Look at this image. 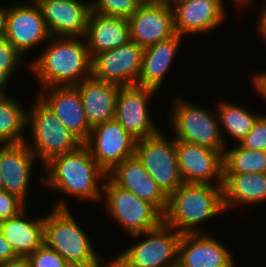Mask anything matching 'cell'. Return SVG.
<instances>
[{"label": "cell", "instance_id": "44dd1931", "mask_svg": "<svg viewBox=\"0 0 266 267\" xmlns=\"http://www.w3.org/2000/svg\"><path fill=\"white\" fill-rule=\"evenodd\" d=\"M36 159L26 142L0 144V174L3 190L18 196L25 203Z\"/></svg>", "mask_w": 266, "mask_h": 267}, {"label": "cell", "instance_id": "f546056e", "mask_svg": "<svg viewBox=\"0 0 266 267\" xmlns=\"http://www.w3.org/2000/svg\"><path fill=\"white\" fill-rule=\"evenodd\" d=\"M92 10L102 15L128 19L141 5L139 0H94Z\"/></svg>", "mask_w": 266, "mask_h": 267}, {"label": "cell", "instance_id": "ab89813d", "mask_svg": "<svg viewBox=\"0 0 266 267\" xmlns=\"http://www.w3.org/2000/svg\"><path fill=\"white\" fill-rule=\"evenodd\" d=\"M9 80L0 72V93L5 92V86Z\"/></svg>", "mask_w": 266, "mask_h": 267}, {"label": "cell", "instance_id": "4fadbf2b", "mask_svg": "<svg viewBox=\"0 0 266 267\" xmlns=\"http://www.w3.org/2000/svg\"><path fill=\"white\" fill-rule=\"evenodd\" d=\"M156 92L148 87L133 85L122 86L117 95L114 119L137 141L160 130L149 113L147 103Z\"/></svg>", "mask_w": 266, "mask_h": 267}, {"label": "cell", "instance_id": "8992f818", "mask_svg": "<svg viewBox=\"0 0 266 267\" xmlns=\"http://www.w3.org/2000/svg\"><path fill=\"white\" fill-rule=\"evenodd\" d=\"M171 127L175 140H184L224 153L227 147L221 134L217 112L188 103L181 97L173 100Z\"/></svg>", "mask_w": 266, "mask_h": 267}, {"label": "cell", "instance_id": "7dc6e473", "mask_svg": "<svg viewBox=\"0 0 266 267\" xmlns=\"http://www.w3.org/2000/svg\"><path fill=\"white\" fill-rule=\"evenodd\" d=\"M170 267H183L180 263H175V264H173V265H171Z\"/></svg>", "mask_w": 266, "mask_h": 267}, {"label": "cell", "instance_id": "ffe728a7", "mask_svg": "<svg viewBox=\"0 0 266 267\" xmlns=\"http://www.w3.org/2000/svg\"><path fill=\"white\" fill-rule=\"evenodd\" d=\"M182 234L178 245V263L183 267H236L233 253L211 235Z\"/></svg>", "mask_w": 266, "mask_h": 267}, {"label": "cell", "instance_id": "f35d334b", "mask_svg": "<svg viewBox=\"0 0 266 267\" xmlns=\"http://www.w3.org/2000/svg\"><path fill=\"white\" fill-rule=\"evenodd\" d=\"M107 267H127L118 257L106 261Z\"/></svg>", "mask_w": 266, "mask_h": 267}, {"label": "cell", "instance_id": "d6986e66", "mask_svg": "<svg viewBox=\"0 0 266 267\" xmlns=\"http://www.w3.org/2000/svg\"><path fill=\"white\" fill-rule=\"evenodd\" d=\"M107 177L117 186L133 192L140 199L155 206L163 215L168 206V196L146 171L136 155L115 166Z\"/></svg>", "mask_w": 266, "mask_h": 267}, {"label": "cell", "instance_id": "7a4b0ae2", "mask_svg": "<svg viewBox=\"0 0 266 267\" xmlns=\"http://www.w3.org/2000/svg\"><path fill=\"white\" fill-rule=\"evenodd\" d=\"M43 166L45 176L40 177L43 187L87 201L102 200L107 173L96 163L84 143L76 150L52 158Z\"/></svg>", "mask_w": 266, "mask_h": 267}, {"label": "cell", "instance_id": "3957f363", "mask_svg": "<svg viewBox=\"0 0 266 267\" xmlns=\"http://www.w3.org/2000/svg\"><path fill=\"white\" fill-rule=\"evenodd\" d=\"M224 211L222 186L183 183L168 196L164 223L180 234L200 233L196 226Z\"/></svg>", "mask_w": 266, "mask_h": 267}, {"label": "cell", "instance_id": "484cf974", "mask_svg": "<svg viewBox=\"0 0 266 267\" xmlns=\"http://www.w3.org/2000/svg\"><path fill=\"white\" fill-rule=\"evenodd\" d=\"M225 211L266 201V173L223 174Z\"/></svg>", "mask_w": 266, "mask_h": 267}, {"label": "cell", "instance_id": "836d02e7", "mask_svg": "<svg viewBox=\"0 0 266 267\" xmlns=\"http://www.w3.org/2000/svg\"><path fill=\"white\" fill-rule=\"evenodd\" d=\"M25 202L18 196L8 193L5 190L0 191V222L18 215L26 208Z\"/></svg>", "mask_w": 266, "mask_h": 267}, {"label": "cell", "instance_id": "1f68e13d", "mask_svg": "<svg viewBox=\"0 0 266 267\" xmlns=\"http://www.w3.org/2000/svg\"><path fill=\"white\" fill-rule=\"evenodd\" d=\"M30 267H69L66 260L44 243L28 256Z\"/></svg>", "mask_w": 266, "mask_h": 267}, {"label": "cell", "instance_id": "5b68a950", "mask_svg": "<svg viewBox=\"0 0 266 267\" xmlns=\"http://www.w3.org/2000/svg\"><path fill=\"white\" fill-rule=\"evenodd\" d=\"M35 99L30 110H27L26 123L27 126L31 125L32 139L25 142L45 165L52 158L76 150L83 143L60 123L49 106L39 97Z\"/></svg>", "mask_w": 266, "mask_h": 267}, {"label": "cell", "instance_id": "9a60e30c", "mask_svg": "<svg viewBox=\"0 0 266 267\" xmlns=\"http://www.w3.org/2000/svg\"><path fill=\"white\" fill-rule=\"evenodd\" d=\"M127 20L130 41L143 48L177 34L173 10L168 3L141 4Z\"/></svg>", "mask_w": 266, "mask_h": 267}, {"label": "cell", "instance_id": "bcb514c9", "mask_svg": "<svg viewBox=\"0 0 266 267\" xmlns=\"http://www.w3.org/2000/svg\"><path fill=\"white\" fill-rule=\"evenodd\" d=\"M3 190V180L0 174V191Z\"/></svg>", "mask_w": 266, "mask_h": 267}, {"label": "cell", "instance_id": "ba28073f", "mask_svg": "<svg viewBox=\"0 0 266 267\" xmlns=\"http://www.w3.org/2000/svg\"><path fill=\"white\" fill-rule=\"evenodd\" d=\"M163 130L136 142L135 155L161 190L169 196L184 182L176 153V140Z\"/></svg>", "mask_w": 266, "mask_h": 267}, {"label": "cell", "instance_id": "30bf717a", "mask_svg": "<svg viewBox=\"0 0 266 267\" xmlns=\"http://www.w3.org/2000/svg\"><path fill=\"white\" fill-rule=\"evenodd\" d=\"M3 5V36L24 56L40 43H47L51 34L35 0Z\"/></svg>", "mask_w": 266, "mask_h": 267}, {"label": "cell", "instance_id": "2e32d148", "mask_svg": "<svg viewBox=\"0 0 266 267\" xmlns=\"http://www.w3.org/2000/svg\"><path fill=\"white\" fill-rule=\"evenodd\" d=\"M224 0H185L168 3L173 10L176 33L205 34L220 26L226 19ZM235 1V2H234ZM240 0H233L239 8Z\"/></svg>", "mask_w": 266, "mask_h": 267}, {"label": "cell", "instance_id": "4316f807", "mask_svg": "<svg viewBox=\"0 0 266 267\" xmlns=\"http://www.w3.org/2000/svg\"><path fill=\"white\" fill-rule=\"evenodd\" d=\"M23 104L6 92L0 93V144H19L27 139L22 134L27 126V109Z\"/></svg>", "mask_w": 266, "mask_h": 267}, {"label": "cell", "instance_id": "f1b7e54d", "mask_svg": "<svg viewBox=\"0 0 266 267\" xmlns=\"http://www.w3.org/2000/svg\"><path fill=\"white\" fill-rule=\"evenodd\" d=\"M217 106L219 107L216 112L221 134H224L221 129L224 128V131L228 132V135L230 134L238 143L252 129L259 116L243 108L242 105H235L228 101H222Z\"/></svg>", "mask_w": 266, "mask_h": 267}, {"label": "cell", "instance_id": "9c48e42d", "mask_svg": "<svg viewBox=\"0 0 266 267\" xmlns=\"http://www.w3.org/2000/svg\"><path fill=\"white\" fill-rule=\"evenodd\" d=\"M146 239L126 248L117 257L127 267H170L178 262V245L182 234L164 222L157 228L132 235Z\"/></svg>", "mask_w": 266, "mask_h": 267}, {"label": "cell", "instance_id": "4dcf8cb0", "mask_svg": "<svg viewBox=\"0 0 266 267\" xmlns=\"http://www.w3.org/2000/svg\"><path fill=\"white\" fill-rule=\"evenodd\" d=\"M23 55L4 37H0V72L9 80L18 69Z\"/></svg>", "mask_w": 266, "mask_h": 267}, {"label": "cell", "instance_id": "d6a6232c", "mask_svg": "<svg viewBox=\"0 0 266 267\" xmlns=\"http://www.w3.org/2000/svg\"><path fill=\"white\" fill-rule=\"evenodd\" d=\"M239 144L246 149L266 151V116L264 114H259L252 129Z\"/></svg>", "mask_w": 266, "mask_h": 267}, {"label": "cell", "instance_id": "52a82bcc", "mask_svg": "<svg viewBox=\"0 0 266 267\" xmlns=\"http://www.w3.org/2000/svg\"><path fill=\"white\" fill-rule=\"evenodd\" d=\"M106 180L102 192L104 205L109 216L112 215V219L116 220L124 232L131 235L144 233L164 222V215L155 206L115 185L108 177Z\"/></svg>", "mask_w": 266, "mask_h": 267}, {"label": "cell", "instance_id": "7c38bea8", "mask_svg": "<svg viewBox=\"0 0 266 267\" xmlns=\"http://www.w3.org/2000/svg\"><path fill=\"white\" fill-rule=\"evenodd\" d=\"M144 48L129 41L118 48L96 54L91 60V76L120 86L137 85Z\"/></svg>", "mask_w": 266, "mask_h": 267}, {"label": "cell", "instance_id": "6da1fadb", "mask_svg": "<svg viewBox=\"0 0 266 267\" xmlns=\"http://www.w3.org/2000/svg\"><path fill=\"white\" fill-rule=\"evenodd\" d=\"M84 38L51 36L43 53L29 61L28 67L39 79L40 88L75 86L91 77L92 59L87 42L82 43Z\"/></svg>", "mask_w": 266, "mask_h": 267}, {"label": "cell", "instance_id": "5bb4252c", "mask_svg": "<svg viewBox=\"0 0 266 267\" xmlns=\"http://www.w3.org/2000/svg\"><path fill=\"white\" fill-rule=\"evenodd\" d=\"M179 170L184 183L223 186V153L184 140H176Z\"/></svg>", "mask_w": 266, "mask_h": 267}, {"label": "cell", "instance_id": "60d3db41", "mask_svg": "<svg viewBox=\"0 0 266 267\" xmlns=\"http://www.w3.org/2000/svg\"><path fill=\"white\" fill-rule=\"evenodd\" d=\"M141 4L168 3V0H139Z\"/></svg>", "mask_w": 266, "mask_h": 267}, {"label": "cell", "instance_id": "8d00e7d4", "mask_svg": "<svg viewBox=\"0 0 266 267\" xmlns=\"http://www.w3.org/2000/svg\"><path fill=\"white\" fill-rule=\"evenodd\" d=\"M0 267H30V262L27 256H16L0 263Z\"/></svg>", "mask_w": 266, "mask_h": 267}, {"label": "cell", "instance_id": "d590c367", "mask_svg": "<svg viewBox=\"0 0 266 267\" xmlns=\"http://www.w3.org/2000/svg\"><path fill=\"white\" fill-rule=\"evenodd\" d=\"M14 257H16V254L12 250L10 243L0 232V263H3Z\"/></svg>", "mask_w": 266, "mask_h": 267}, {"label": "cell", "instance_id": "d4e9b609", "mask_svg": "<svg viewBox=\"0 0 266 267\" xmlns=\"http://www.w3.org/2000/svg\"><path fill=\"white\" fill-rule=\"evenodd\" d=\"M26 208L18 215L0 222V232L16 256H30L43 243L44 217L27 219Z\"/></svg>", "mask_w": 266, "mask_h": 267}, {"label": "cell", "instance_id": "cb8c5ba5", "mask_svg": "<svg viewBox=\"0 0 266 267\" xmlns=\"http://www.w3.org/2000/svg\"><path fill=\"white\" fill-rule=\"evenodd\" d=\"M183 37L179 34L147 46L143 50L140 76L137 85L159 91L164 77L169 72Z\"/></svg>", "mask_w": 266, "mask_h": 267}, {"label": "cell", "instance_id": "ac0fdd59", "mask_svg": "<svg viewBox=\"0 0 266 267\" xmlns=\"http://www.w3.org/2000/svg\"><path fill=\"white\" fill-rule=\"evenodd\" d=\"M37 97L51 108L66 129L73 133L82 143L86 142L92 128L86 119L80 94L74 86L41 88Z\"/></svg>", "mask_w": 266, "mask_h": 267}, {"label": "cell", "instance_id": "74e56055", "mask_svg": "<svg viewBox=\"0 0 266 267\" xmlns=\"http://www.w3.org/2000/svg\"><path fill=\"white\" fill-rule=\"evenodd\" d=\"M257 30L259 34L262 36L264 41L266 42V4L265 6L260 10L259 20H258Z\"/></svg>", "mask_w": 266, "mask_h": 267}, {"label": "cell", "instance_id": "8fae6325", "mask_svg": "<svg viewBox=\"0 0 266 267\" xmlns=\"http://www.w3.org/2000/svg\"><path fill=\"white\" fill-rule=\"evenodd\" d=\"M136 142L113 119L93 127L84 144L96 163L108 174L120 162L135 155Z\"/></svg>", "mask_w": 266, "mask_h": 267}, {"label": "cell", "instance_id": "e0dca14e", "mask_svg": "<svg viewBox=\"0 0 266 267\" xmlns=\"http://www.w3.org/2000/svg\"><path fill=\"white\" fill-rule=\"evenodd\" d=\"M51 36L85 37L92 1L35 0Z\"/></svg>", "mask_w": 266, "mask_h": 267}, {"label": "cell", "instance_id": "e575fe53", "mask_svg": "<svg viewBox=\"0 0 266 267\" xmlns=\"http://www.w3.org/2000/svg\"><path fill=\"white\" fill-rule=\"evenodd\" d=\"M252 83L256 93L266 101V71L253 75Z\"/></svg>", "mask_w": 266, "mask_h": 267}, {"label": "cell", "instance_id": "ee69618b", "mask_svg": "<svg viewBox=\"0 0 266 267\" xmlns=\"http://www.w3.org/2000/svg\"><path fill=\"white\" fill-rule=\"evenodd\" d=\"M69 267H107V264H103V266H83V265H70Z\"/></svg>", "mask_w": 266, "mask_h": 267}, {"label": "cell", "instance_id": "83f0119b", "mask_svg": "<svg viewBox=\"0 0 266 267\" xmlns=\"http://www.w3.org/2000/svg\"><path fill=\"white\" fill-rule=\"evenodd\" d=\"M266 173V151L251 150L238 144L223 153V174Z\"/></svg>", "mask_w": 266, "mask_h": 267}, {"label": "cell", "instance_id": "b9f144b4", "mask_svg": "<svg viewBox=\"0 0 266 267\" xmlns=\"http://www.w3.org/2000/svg\"><path fill=\"white\" fill-rule=\"evenodd\" d=\"M3 36V6L0 7V37Z\"/></svg>", "mask_w": 266, "mask_h": 267}, {"label": "cell", "instance_id": "7402d4cb", "mask_svg": "<svg viewBox=\"0 0 266 267\" xmlns=\"http://www.w3.org/2000/svg\"><path fill=\"white\" fill-rule=\"evenodd\" d=\"M81 97L91 128L114 119L117 95L122 86L92 76L74 86Z\"/></svg>", "mask_w": 266, "mask_h": 267}, {"label": "cell", "instance_id": "f6af8a7d", "mask_svg": "<svg viewBox=\"0 0 266 267\" xmlns=\"http://www.w3.org/2000/svg\"><path fill=\"white\" fill-rule=\"evenodd\" d=\"M185 0H168V3H177V2H183Z\"/></svg>", "mask_w": 266, "mask_h": 267}, {"label": "cell", "instance_id": "7bdbcfd3", "mask_svg": "<svg viewBox=\"0 0 266 267\" xmlns=\"http://www.w3.org/2000/svg\"><path fill=\"white\" fill-rule=\"evenodd\" d=\"M250 1H252V0H240L239 2H240V8H242V7H244V6H250L251 4H249L250 3ZM241 5H243V6H241Z\"/></svg>", "mask_w": 266, "mask_h": 267}, {"label": "cell", "instance_id": "603a6c76", "mask_svg": "<svg viewBox=\"0 0 266 267\" xmlns=\"http://www.w3.org/2000/svg\"><path fill=\"white\" fill-rule=\"evenodd\" d=\"M85 39L91 59L98 53L115 49L130 41L126 18L90 13Z\"/></svg>", "mask_w": 266, "mask_h": 267}, {"label": "cell", "instance_id": "277c9868", "mask_svg": "<svg viewBox=\"0 0 266 267\" xmlns=\"http://www.w3.org/2000/svg\"><path fill=\"white\" fill-rule=\"evenodd\" d=\"M66 200L61 199L53 211L44 216V244L59 253L69 265L101 266L89 235L73 217Z\"/></svg>", "mask_w": 266, "mask_h": 267}]
</instances>
